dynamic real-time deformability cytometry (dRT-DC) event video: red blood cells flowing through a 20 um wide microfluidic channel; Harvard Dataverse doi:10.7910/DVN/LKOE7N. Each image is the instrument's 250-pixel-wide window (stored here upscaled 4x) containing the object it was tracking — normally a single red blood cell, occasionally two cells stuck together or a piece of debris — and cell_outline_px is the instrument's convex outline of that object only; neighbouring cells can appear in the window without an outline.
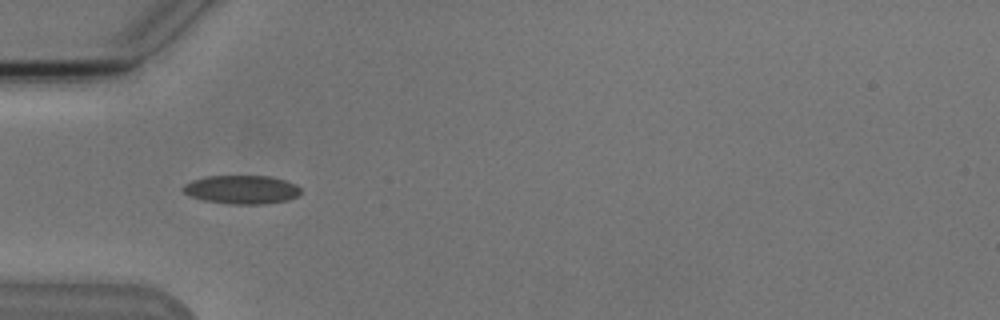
{"species": "Egyptian fruit bat (a non-hibernating species)", "species_latin": "Rousettus aegyptiacus", "temperature_condition": "cold", "stored_images_in_passage": 6, "camera_frame_rate_fps": 3000, "um_per_image_px": 0.085, "animal": {"sex": "male"}, "frame": {"image": 1, "passage_image": 5, "time_ms": 4.667, "image_size_px": [1000, 320], "cell_outline_px": [[300, 196], [288, 200], [268, 204], [228, 204], [204, 200], [188, 196], [180, 188], [184, 184], [192, 180], [208, 176], [268, 176], [284, 180], [296, 184], [300, 188]], "centroid_in_image_um": [20.54, 16.12], "position_along_channel_um": 64.5, "area_um2": 19.83}}